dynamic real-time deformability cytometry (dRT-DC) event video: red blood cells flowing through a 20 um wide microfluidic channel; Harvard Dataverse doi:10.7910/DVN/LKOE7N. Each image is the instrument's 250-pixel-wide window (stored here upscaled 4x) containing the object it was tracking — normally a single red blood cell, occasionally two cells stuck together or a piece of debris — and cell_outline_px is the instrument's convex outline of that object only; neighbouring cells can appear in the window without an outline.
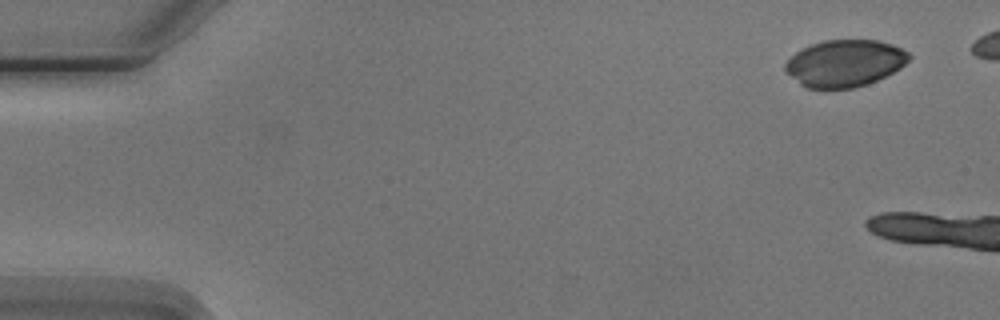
{"species": "Egyptian fruit bat (a non-hibernating species)", "species_latin": "Rousettus aegyptiacus", "temperature_condition": "cold", "stored_images_in_passage": 4, "segment_of_instrument_passage": [2, 2], "camera_frame_rate_fps": 3000, "um_per_image_px": 0.085, "animal": {"sex": "male"}, "frame": {"image": 1, "passage_image": 4, "time_ms": 4.667, "image_size_px": [1000, 320], "cell_outline_px": [[912, 56], [900, 68], [876, 80], [852, 88], [808, 88], [800, 84], [784, 72], [784, 64], [796, 52], [812, 44], [824, 40], [880, 40], [892, 44], [908, 52]], "centroid_in_image_um": [71.78, 5.37], "position_along_channel_um": 13.2, "area_um2": 33.58}}